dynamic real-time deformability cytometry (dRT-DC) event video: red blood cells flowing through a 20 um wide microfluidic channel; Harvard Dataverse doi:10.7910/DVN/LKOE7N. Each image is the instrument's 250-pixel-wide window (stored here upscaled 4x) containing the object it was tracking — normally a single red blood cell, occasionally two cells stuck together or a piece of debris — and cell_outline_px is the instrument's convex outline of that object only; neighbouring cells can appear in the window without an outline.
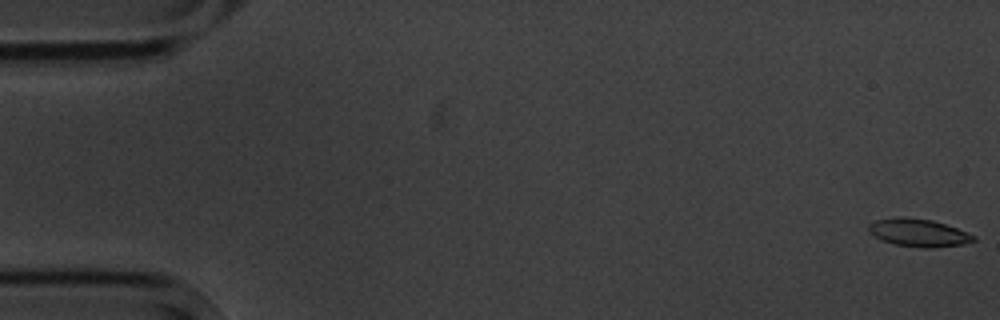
{"species": "common noctule bat (a hibernating species)", "species_latin": "Nyctalus noctula", "temperature_condition": "cold", "stored_images_in_passage": 5, "camera_frame_rate_fps": 3000, "um_per_image_px": 0.085, "animal": {"sex": "male", "body_mass_g": 20.1, "forearm_length_mm": 53.5}, "frame": {"image": 1, "passage_image": 1, "time_ms": 0.0, "image_size_px": [1000, 320], "cell_outline_px": [[976, 240], [964, 244], [928, 248], [920, 248], [896, 244], [884, 240], [868, 232], [868, 224], [876, 220], [896, 216], [904, 216], [932, 220], [956, 228], [976, 236]], "centroid_in_image_um": [78.06, 19.77], "position_along_channel_um": 6.9, "area_um2": 16.94}}
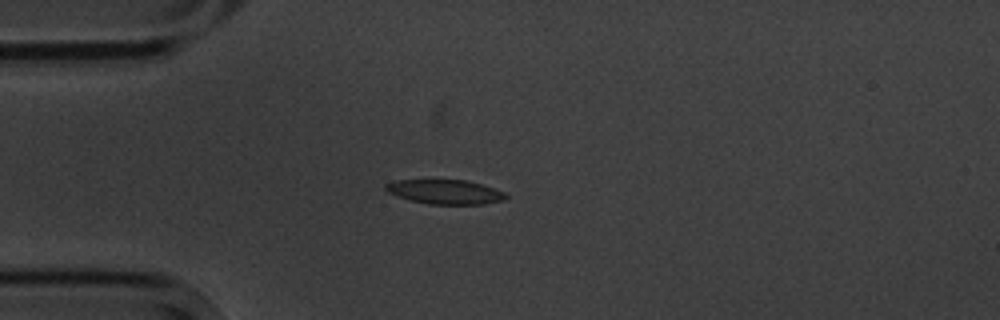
{"frame": {"image": 2, "passage_image": 5, "time_ms": 4.667, "image_size_px": [1000, 320], "cell_outline_px": [[508, 196], [504, 200], [484, 204], [428, 204], [396, 196], [388, 192], [384, 188], [384, 184], [396, 180], [468, 180], [504, 192]], "centroid_in_image_um": [37.81, 16.31], "position_along_channel_um": 47.2, "area_um2": 16.99}}